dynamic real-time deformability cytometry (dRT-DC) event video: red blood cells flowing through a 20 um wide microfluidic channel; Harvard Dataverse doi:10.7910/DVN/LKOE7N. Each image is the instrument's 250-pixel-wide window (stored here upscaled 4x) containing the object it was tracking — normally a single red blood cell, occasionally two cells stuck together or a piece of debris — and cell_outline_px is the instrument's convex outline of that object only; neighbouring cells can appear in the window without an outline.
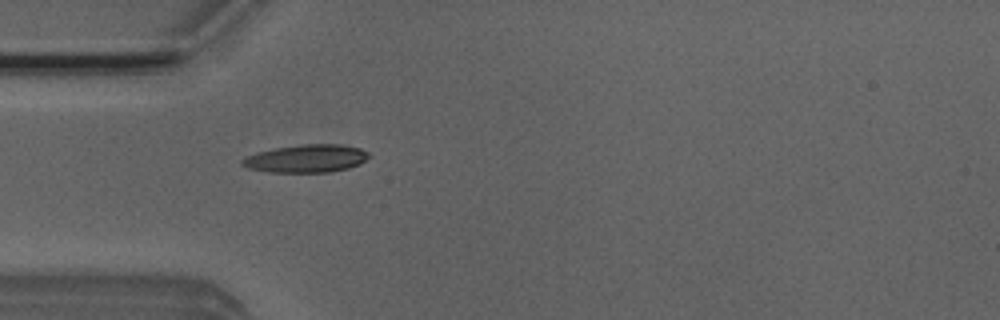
{"species": "Egyptian fruit bat (a non-hibernating species)", "species_latin": "Rousettus aegyptiacus", "temperature_condition": "room temperature", "stored_images_in_passage": 2, "camera_frame_rate_fps": 3000, "um_per_image_px": 0.085, "animal": {"sex": "male"}, "frame": {"image": 1, "passage_image": 2, "time_ms": 0.333, "image_size_px": [1000, 320], "cell_outline_px": [[368, 156], [360, 164], [348, 168], [328, 172], [268, 172], [248, 168], [240, 164], [240, 160], [256, 152], [276, 148], [304, 144], [340, 144], [360, 148], [368, 152]], "centroid_in_image_um": [26.01, 13.47], "position_along_channel_um": 59.0, "area_um2": 20.46}}